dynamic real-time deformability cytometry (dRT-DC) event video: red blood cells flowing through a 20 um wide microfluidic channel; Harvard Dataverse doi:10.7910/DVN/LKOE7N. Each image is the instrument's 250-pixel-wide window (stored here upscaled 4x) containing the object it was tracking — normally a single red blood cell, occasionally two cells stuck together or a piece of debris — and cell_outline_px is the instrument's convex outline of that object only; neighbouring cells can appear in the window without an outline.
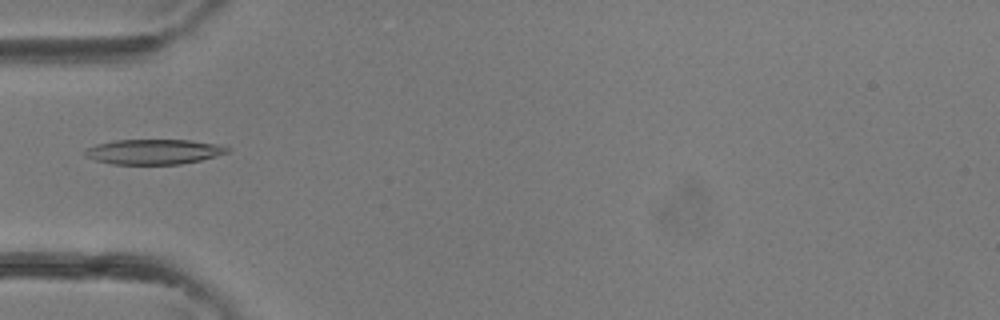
{"species": "common noctule bat (a hibernating species)", "species_latin": "Nyctalus noctula", "temperature_condition": "room temperature", "stored_images_in_passage": 26, "camera_frame_rate_fps": 3000, "um_per_image_px": 0.085, "animal": {"sex": "female"}, "frame": {"image": 1, "passage_image": 1, "time_ms": 0.0, "image_size_px": [1000, 320], "cell_outline_px": [[232, 148], [228, 152], [200, 160], [180, 164], [112, 164], [96, 160], [88, 156], [84, 152], [84, 148], [96, 144], [116, 140], [192, 140], [216, 144]], "centroid_in_image_um": [13.06, 12.89], "position_along_channel_um": 71.9, "area_um2": 20.63}}
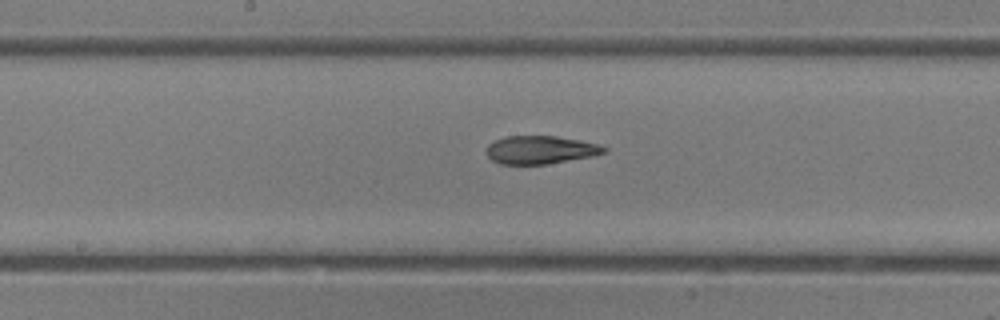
{"frame": {"image": 2, "passage_image": 8, "time_ms": 2.333, "image_size_px": [1000, 320], "cell_outline_px": [[608, 148], [604, 152], [592, 156], [544, 164], [500, 164], [492, 160], [484, 152], [488, 144], [496, 140], [508, 136], [556, 136], [580, 140], [600, 144]], "centroid_in_image_um": [45.91, 12.73], "position_along_channel_um": 202.3, "area_um2": 19.19}}
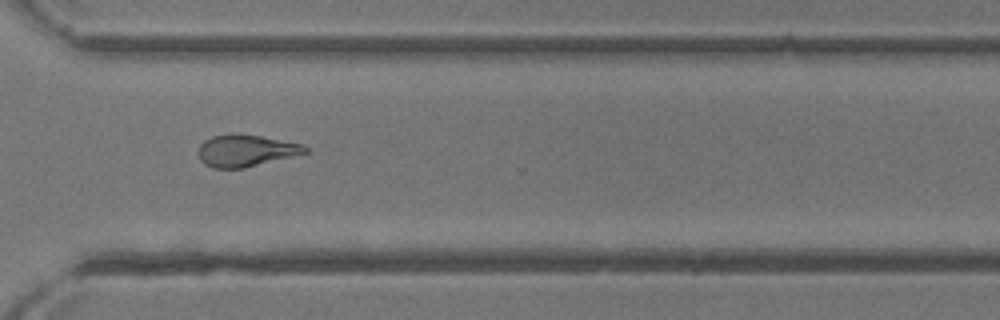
{"frame": {"image": 3, "passage_image": 16, "time_ms": 5.0, "image_size_px": [1000, 320], "cell_outline_px": [[308, 152], [244, 168], [212, 168], [204, 164], [200, 160], [200, 144], [204, 140], [212, 136], [260, 136], [300, 144], [308, 148]], "centroid_in_image_um": [20.88, 12.84], "position_along_channel_um": 349.7, "area_um2": 18.96}}